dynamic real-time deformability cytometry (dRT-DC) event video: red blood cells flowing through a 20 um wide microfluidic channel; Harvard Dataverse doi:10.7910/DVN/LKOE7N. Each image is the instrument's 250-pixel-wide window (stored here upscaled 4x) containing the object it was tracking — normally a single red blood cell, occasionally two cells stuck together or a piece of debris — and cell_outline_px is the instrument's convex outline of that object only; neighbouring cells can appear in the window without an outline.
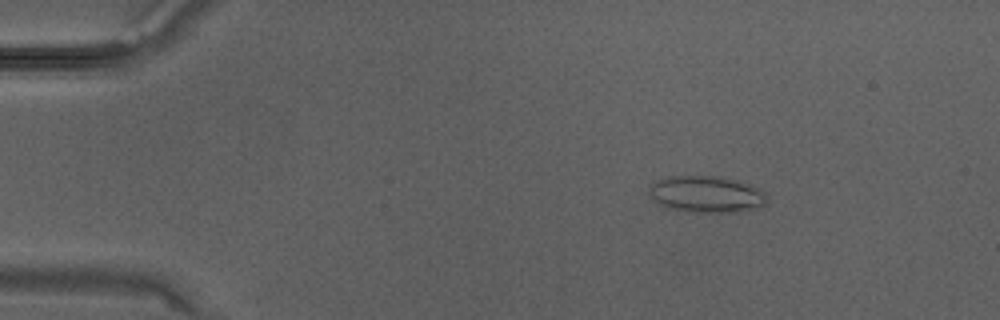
{"species": "Egyptian fruit bat (a non-hibernating species)", "species_latin": "Rousettus aegyptiacus", "temperature_condition": "warm", "stored_images_in_passage": 30, "camera_frame_rate_fps": 3000, "um_per_image_px": 0.085, "animal": {"sex": "male"}, "frame": {"image": 1, "passage_image": 1, "time_ms": 0.0, "image_size_px": [1000, 320], "cell_outline_px": [[768, 196], [764, 204], [736, 212], [688, 212], [664, 208], [656, 204], [648, 192], [648, 184], [656, 180], [668, 176], [720, 176], [736, 180], [748, 184], [764, 192]], "centroid_in_image_um": [59.92, 16.51], "position_along_channel_um": 25.1, "area_um2": 25.37}}
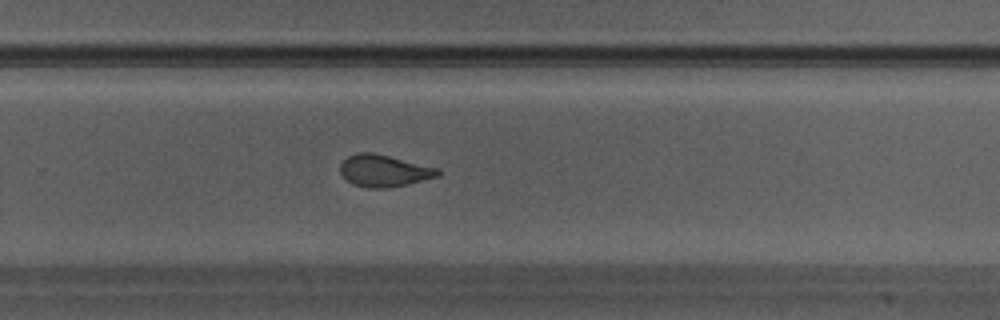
{"frame": {"image": 2, "passage_image": 18, "time_ms": 5.667, "image_size_px": [1000, 320], "cell_outline_px": [[440, 176], [392, 188], [368, 188], [352, 184], [340, 172], [340, 164], [348, 156], [356, 152], [372, 152], [440, 168]], "centroid_in_image_um": [32.66, 14.52], "position_along_channel_um": 297.1, "area_um2": 18.32}}